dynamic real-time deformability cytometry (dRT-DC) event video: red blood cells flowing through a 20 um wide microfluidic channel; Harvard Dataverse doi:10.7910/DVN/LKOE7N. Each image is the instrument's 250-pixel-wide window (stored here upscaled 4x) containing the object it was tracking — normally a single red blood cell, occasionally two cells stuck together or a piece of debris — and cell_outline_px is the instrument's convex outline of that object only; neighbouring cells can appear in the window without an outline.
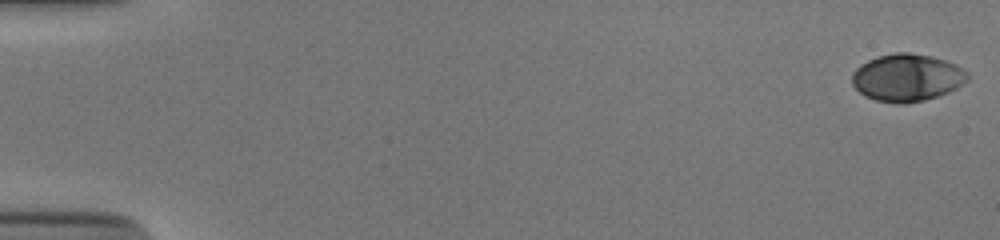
{"species": "human", "species_latin": "Homo sapiens", "temperature_condition": "cold", "stored_images_in_passage": 54, "camera_frame_rate_fps": 3000, "um_per_image_px": 0.085, "donor": {"sex": "male"}, "frame": {"image": 1, "passage_image": 1, "time_ms": 0.0, "image_size_px": [1000, 240], "cell_outline_px": [[968, 80], [956, 88], [948, 92], [924, 100], [904, 104], [896, 104], [876, 100], [864, 96], [852, 84], [852, 72], [860, 64], [868, 60], [880, 56], [896, 52], [908, 52], [932, 56], [956, 64], [968, 72]], "centroid_in_image_um": [77.09, 6.6], "position_along_channel_um": 7.9, "area_um2": 31.96}}
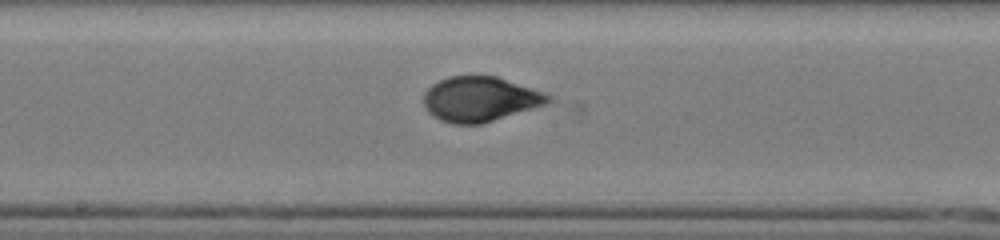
{"frame": {"image": 2, "passage_image": 30, "time_ms": 9.667, "image_size_px": [1000, 240], "cell_outline_px": [[552, 100], [544, 104], [532, 108], [480, 124], [452, 124], [440, 120], [432, 116], [428, 112], [424, 104], [424, 92], [432, 84], [448, 76], [496, 76], [544, 92], [552, 96]], "centroid_in_image_um": [40.76, 8.42], "position_along_channel_um": 207.4, "area_um2": 32.31}}
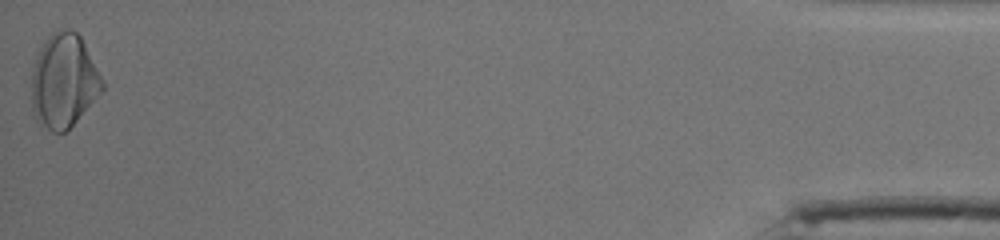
{"frame": {"image": 3, "passage_image": 54, "time_ms": 17.667, "image_size_px": [1000, 240], "cell_outline_px": [[104, 88], [76, 120], [64, 132], [52, 132], [36, 120], [32, 116], [32, 72], [40, 48], [44, 40], [56, 28], [68, 28], [76, 32], [80, 36], [104, 80]], "centroid_in_image_um": [5.41, 6.84], "position_along_channel_um": 429.8, "area_um2": 38.49}, "authors_computed_cell_mechanics": {"area_um2": 32.3391, "velocity_mm_per_s": 3.8703, "shape_relaxation_time_tau1_ms": 3.9852, "shape_relaxation_time_tau2_ms": 0.7576, "deformation_change_tau1": 0.1594, "deformation_change_tau2": 0.0366}}